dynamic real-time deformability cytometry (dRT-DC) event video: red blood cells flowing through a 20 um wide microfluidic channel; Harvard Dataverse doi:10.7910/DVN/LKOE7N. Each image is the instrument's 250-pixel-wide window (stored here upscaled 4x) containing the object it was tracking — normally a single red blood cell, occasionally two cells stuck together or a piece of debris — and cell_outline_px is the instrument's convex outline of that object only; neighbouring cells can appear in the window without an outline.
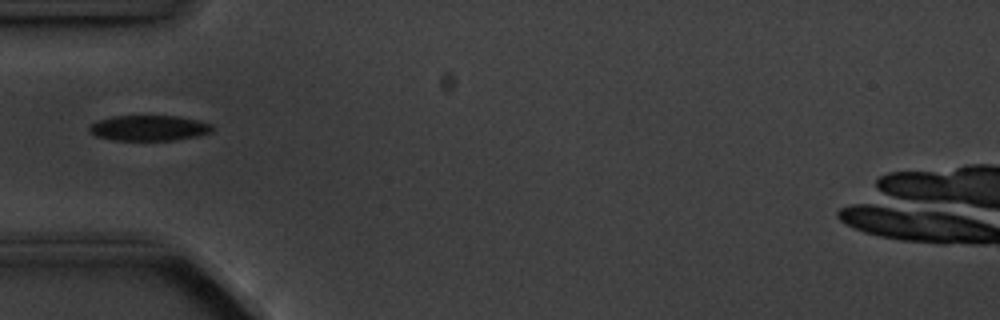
{"species": "common noctule bat (a hibernating species)", "species_latin": "Nyctalus noctula", "temperature_condition": "cold", "stored_images_in_passage": 11, "camera_frame_rate_fps": 3000, "um_per_image_px": 0.085, "animal": {"sex": "male", "body_mass_g": 20.1, "forearm_length_mm": 53.5}, "frame": {"image": 1, "passage_image": 1, "time_ms": 0.0, "image_size_px": [1000, 320], "cell_outline_px": [[212, 132], [196, 136], [172, 140], [112, 140], [96, 136], [88, 128], [92, 124], [100, 120], [112, 116], [176, 116], [196, 120], [212, 124]], "centroid_in_image_um": [12.66, 10.88], "position_along_channel_um": 72.3, "area_um2": 17.98}}
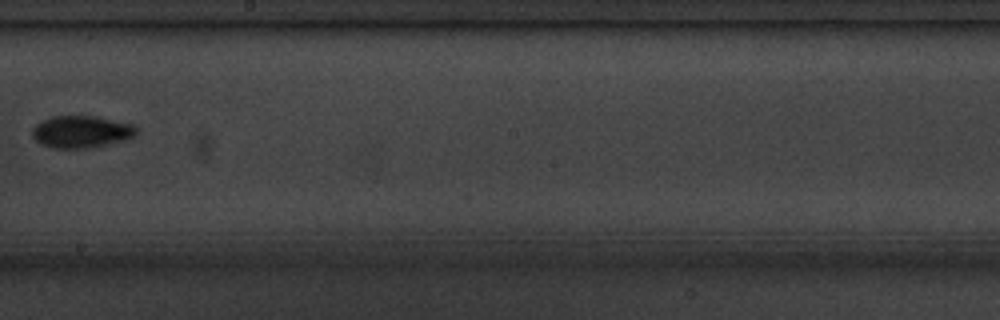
{"frame": {"image": 2, "passage_image": 5, "time_ms": 4.667, "image_size_px": [1000, 320], "cell_outline_px": [[140, 132], [136, 136], [128, 140], [88, 148], [56, 148], [40, 144], [32, 136], [32, 128], [36, 124], [52, 116], [96, 116], [136, 124], [140, 128]], "centroid_in_image_um": [7.01, 11.19], "position_along_channel_um": 241.2, "area_um2": 19.94}}
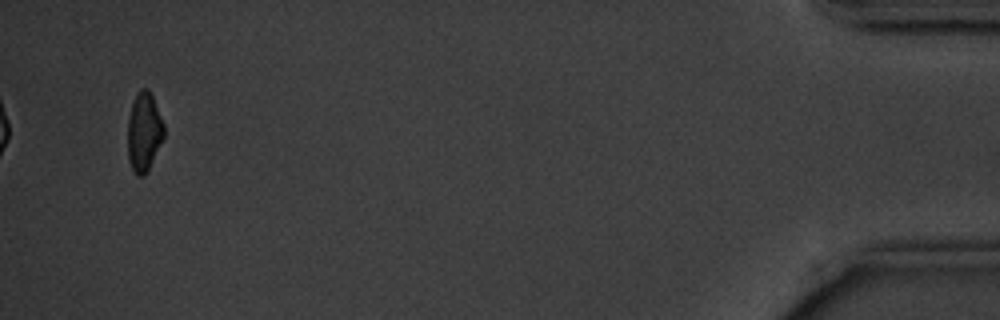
{"frame": {"image": 3, "passage_image": 11, "time_ms": 12.0, "image_size_px": [1000, 320], "cell_outline_px": [[164, 136], [148, 172], [144, 176], [136, 176], [132, 172], [128, 160], [128, 116], [132, 100], [140, 88], [148, 88], [152, 96], [164, 124]], "centroid_in_image_um": [12.22, 11.24], "position_along_channel_um": 423.0, "area_um2": 16.99}}